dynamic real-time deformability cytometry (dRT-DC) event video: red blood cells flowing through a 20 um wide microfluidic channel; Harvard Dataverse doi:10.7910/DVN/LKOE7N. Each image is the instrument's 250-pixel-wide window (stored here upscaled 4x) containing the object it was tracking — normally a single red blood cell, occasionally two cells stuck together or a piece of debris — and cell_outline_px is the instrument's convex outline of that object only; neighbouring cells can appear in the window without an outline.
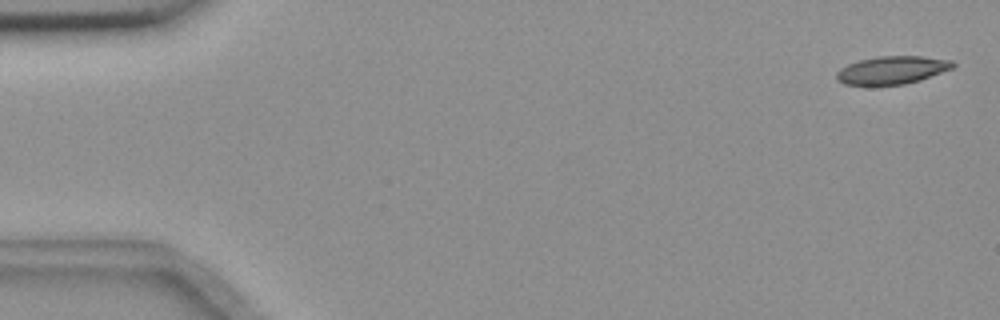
{"species": "common noctule bat (a hibernating species)", "species_latin": "Nyctalus noctula", "temperature_condition": "room temperature", "stored_images_in_passage": 56, "camera_frame_rate_fps": 3000, "um_per_image_px": 0.085, "animal": {"sex": "female", "body_mass_g": 18.4}, "frame": {"image": 1, "passage_image": 2, "time_ms": 0.333, "image_size_px": [1000, 320], "cell_outline_px": [[956, 64], [952, 68], [920, 80], [904, 84], [844, 84], [836, 80], [836, 72], [840, 68], [848, 64], [860, 60], [880, 56], [920, 56], [952, 60]], "centroid_in_image_um": [75.82, 5.94], "position_along_channel_um": 9.2, "area_um2": 18.67}}
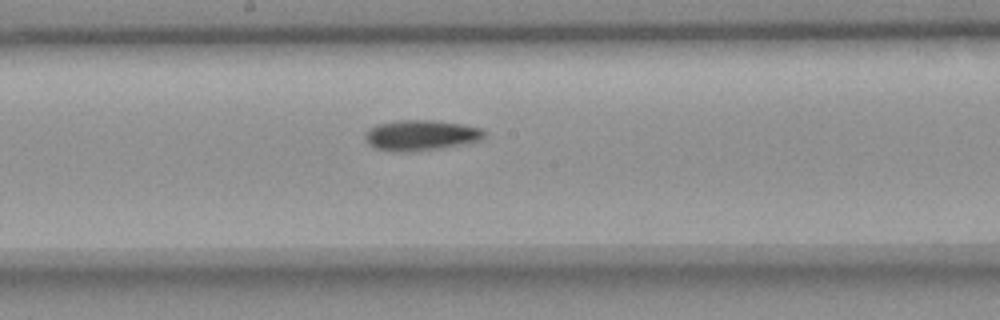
{"frame": {"image": 2, "passage_image": 30, "time_ms": 9.667, "image_size_px": [1000, 320], "cell_outline_px": [[484, 136], [480, 140], [440, 148], [408, 152], [400, 152], [376, 148], [368, 144], [364, 136], [368, 128], [376, 124], [396, 120], [436, 120], [464, 124], [480, 128], [484, 132]], "centroid_in_image_um": [35.73, 11.48], "position_along_channel_um": 212.5, "area_um2": 21.15}}
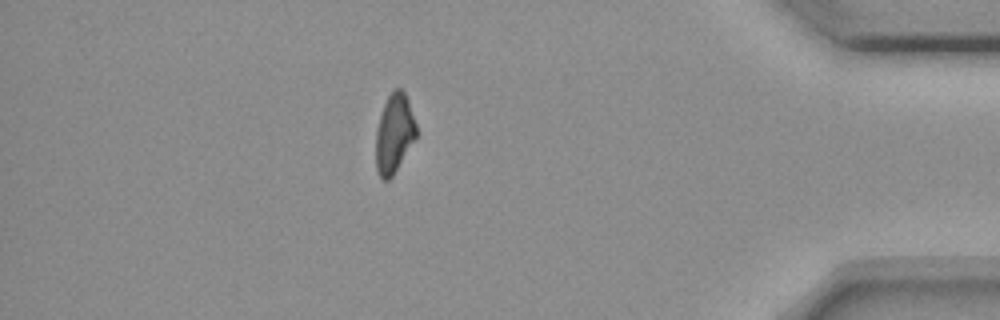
{"frame": {"image": 3, "passage_image": 49, "time_ms": 16.0, "image_size_px": [1000, 320], "cell_outline_px": [[416, 140], [392, 176], [388, 180], [384, 180], [380, 176], [376, 168], [376, 128], [384, 104], [388, 96], [396, 88], [400, 88], [404, 92], [408, 100], [416, 124]], "centroid_in_image_um": [33.51, 11.36], "position_along_channel_um": 401.7, "area_um2": 18.55}}